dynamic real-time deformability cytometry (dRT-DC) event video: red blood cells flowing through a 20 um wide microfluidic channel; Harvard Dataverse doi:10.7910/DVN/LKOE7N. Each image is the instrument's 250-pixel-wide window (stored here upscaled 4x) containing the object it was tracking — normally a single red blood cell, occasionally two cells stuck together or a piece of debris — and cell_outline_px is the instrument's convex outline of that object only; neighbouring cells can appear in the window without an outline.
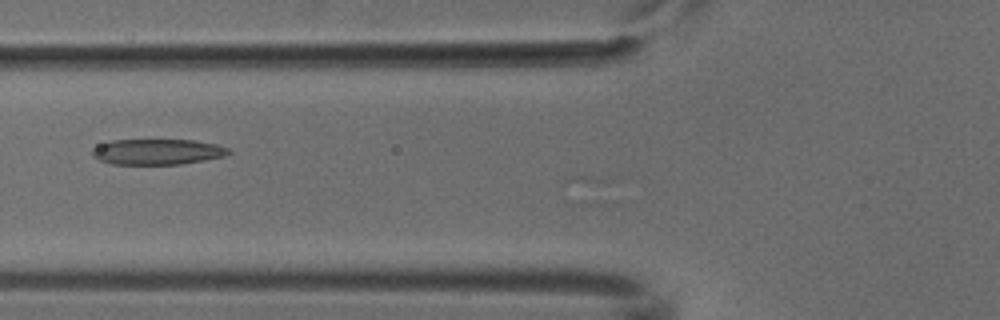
{"species": "common noctule bat (a hibernating species)", "species_latin": "Nyctalus noctula", "temperature_condition": "cold", "stored_images_in_passage": 3, "camera_frame_rate_fps": 3000, "um_per_image_px": 0.085, "animal": {"sex": "male", "body_mass_g": 18.8}, "frame": {"image": 1, "passage_image": 2, "time_ms": 0.333, "image_size_px": [1000, 320], "cell_outline_px": [[232, 152], [224, 156], [204, 160], [180, 164], [112, 164], [100, 160], [92, 156], [92, 148], [100, 144], [112, 140], [192, 140], [216, 144], [228, 148]], "centroid_in_image_um": [13.36, 12.9], "position_along_channel_um": 112.4, "area_um2": 20.29}}